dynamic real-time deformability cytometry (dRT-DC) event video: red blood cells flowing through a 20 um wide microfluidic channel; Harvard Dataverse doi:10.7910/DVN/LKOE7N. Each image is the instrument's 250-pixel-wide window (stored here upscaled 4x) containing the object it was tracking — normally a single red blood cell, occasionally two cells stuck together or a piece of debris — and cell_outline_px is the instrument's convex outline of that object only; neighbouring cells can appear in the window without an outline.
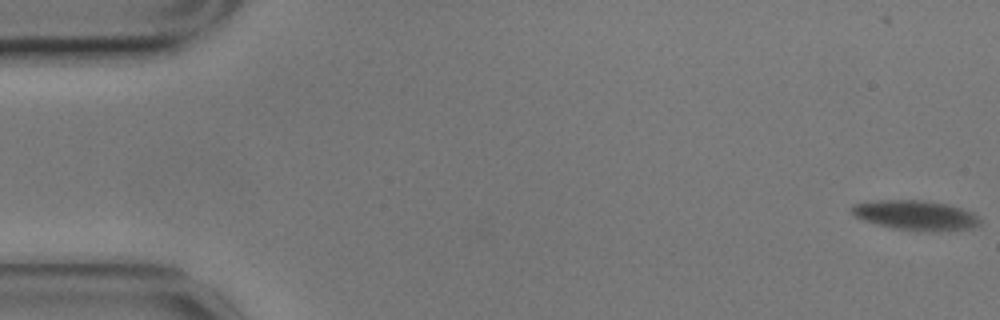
{"species": "common noctule bat (a hibernating species)", "species_latin": "Nyctalus noctula", "temperature_condition": "cold", "stored_images_in_passage": 49, "camera_frame_rate_fps": 3000, "um_per_image_px": 0.085, "animal": {"sex": "male", "body_mass_g": 17.9}, "frame": {"image": 1, "passage_image": 1, "time_ms": 0.0, "image_size_px": [1000, 320], "cell_outline_px": [[980, 224], [972, 228], [932, 232], [916, 232], [892, 228], [864, 220], [856, 216], [852, 212], [852, 204], [872, 200], [920, 200], [948, 204], [972, 212], [980, 216]], "centroid_in_image_um": [77.85, 18.31], "position_along_channel_um": 7.1, "area_um2": 22.48}}
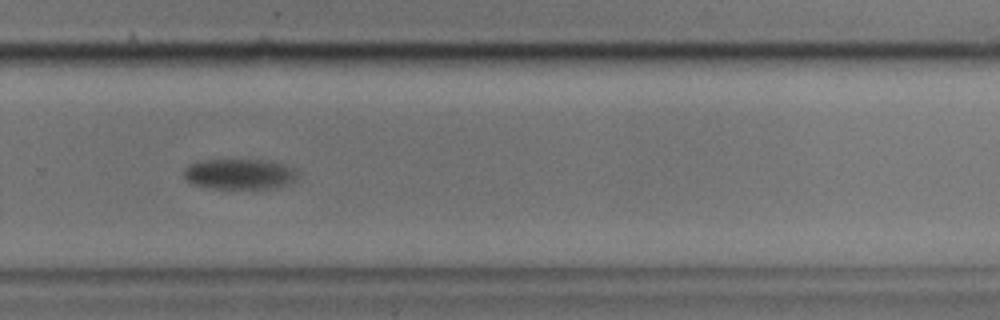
{"frame": {"image": 2, "passage_image": 41, "time_ms": 13.333, "image_size_px": [1000, 320], "cell_outline_px": [[300, 180], [280, 188], [208, 188], [192, 184], [184, 176], [184, 168], [188, 164], [196, 160], [272, 160], [296, 168], [300, 172]], "centroid_in_image_um": [20.46, 14.79], "position_along_channel_um": 309.3, "area_um2": 20.92}}
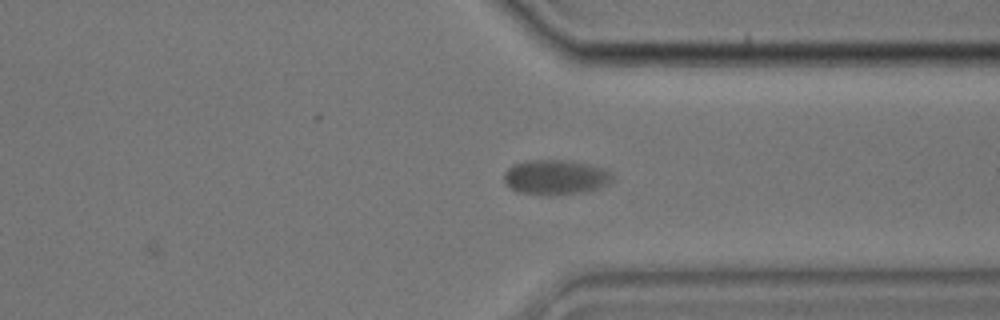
{"frame": {"image": 3, "passage_image": 46, "time_ms": 15.0, "image_size_px": [1000, 320], "cell_outline_px": [[612, 180], [608, 184], [600, 188], [588, 192], [544, 196], [516, 192], [504, 184], [504, 172], [512, 164], [528, 160], [572, 160], [604, 168], [612, 172]], "centroid_in_image_um": [47.21, 15.08], "position_along_channel_um": 364.2, "area_um2": 22.66}}